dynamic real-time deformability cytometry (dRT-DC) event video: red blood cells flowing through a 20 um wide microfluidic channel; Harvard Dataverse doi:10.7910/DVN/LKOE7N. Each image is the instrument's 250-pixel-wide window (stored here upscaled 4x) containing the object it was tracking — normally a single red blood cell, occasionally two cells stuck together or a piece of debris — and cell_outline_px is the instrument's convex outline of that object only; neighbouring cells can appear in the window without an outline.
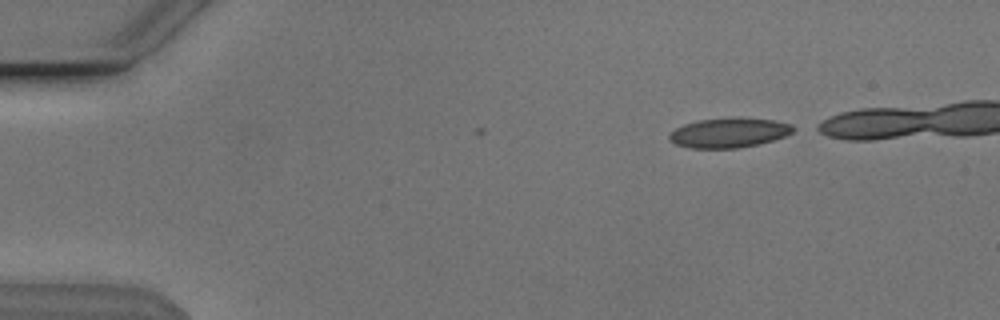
{"species": "Egyptian fruit bat (a non-hibernating species)", "species_latin": "Rousettus aegyptiacus", "temperature_condition": "cold", "stored_images_in_passage": 40, "camera_frame_rate_fps": 3000, "um_per_image_px": 0.085, "animal": {"sex": "male"}, "frame": {"image": 1, "passage_image": 1, "time_ms": 0.0, "image_size_px": [1000, 320], "cell_outline_px": [[800, 128], [784, 136], [772, 140], [756, 144], [736, 148], [688, 148], [676, 144], [668, 140], [668, 136], [676, 128], [684, 124], [700, 120], [736, 116], [772, 120], [792, 124]], "centroid_in_image_um": [61.98, 11.26], "position_along_channel_um": 23.0, "area_um2": 21.62}}
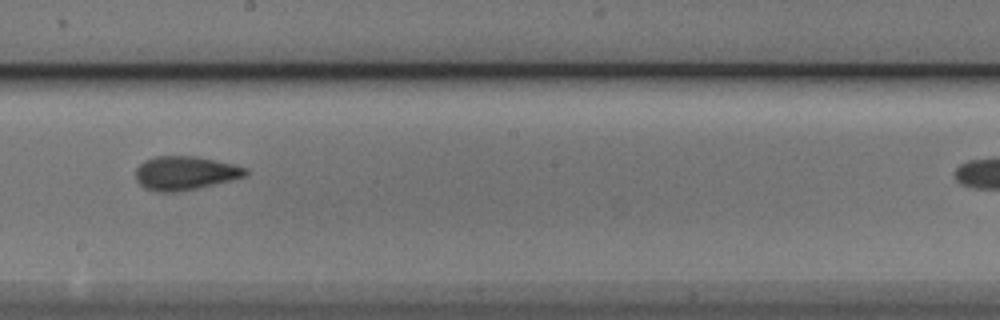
{"frame": {"image": 2, "passage_image": 24, "time_ms": 7.667, "image_size_px": [1000, 320], "cell_outline_px": [[248, 172], [244, 176], [196, 188], [172, 192], [156, 192], [144, 188], [136, 180], [136, 168], [144, 160], [156, 156], [196, 156], [232, 164], [248, 168]], "centroid_in_image_um": [15.68, 14.7], "position_along_channel_um": 232.5, "area_um2": 21.33}}
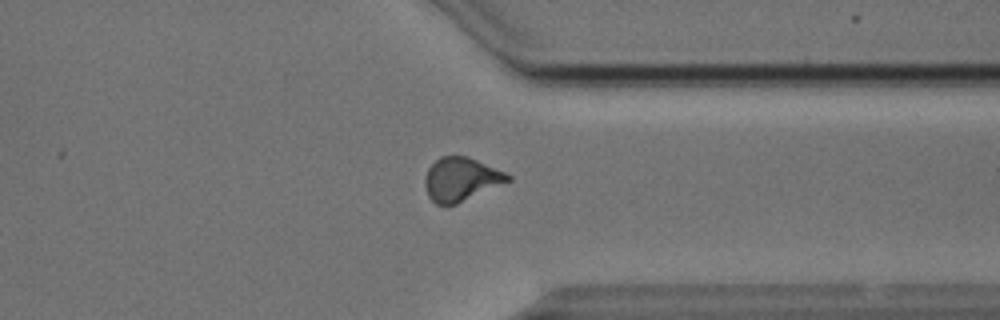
{"frame": {"image": 3, "passage_image": 35, "time_ms": 11.333, "image_size_px": [1000, 320], "cell_outline_px": [[512, 180], [456, 204], [436, 204], [428, 196], [424, 184], [424, 180], [428, 168], [440, 156], [468, 156], [504, 172], [512, 176]], "centroid_in_image_um": [39.18, 15.23], "position_along_channel_um": 372.2, "area_um2": 20.87}, "authors_computed_cell_mechanics": {"area_um2": 21.2126, "velocity_mm_per_s": 3.8543, "shape_relaxation_time_tau1_ms": 4.5507, "shape_relaxation_time_tau2_ms": 1.3848, "deformation_change_tau1": 0.1459, "deformation_change_tau2": 0.0669}}